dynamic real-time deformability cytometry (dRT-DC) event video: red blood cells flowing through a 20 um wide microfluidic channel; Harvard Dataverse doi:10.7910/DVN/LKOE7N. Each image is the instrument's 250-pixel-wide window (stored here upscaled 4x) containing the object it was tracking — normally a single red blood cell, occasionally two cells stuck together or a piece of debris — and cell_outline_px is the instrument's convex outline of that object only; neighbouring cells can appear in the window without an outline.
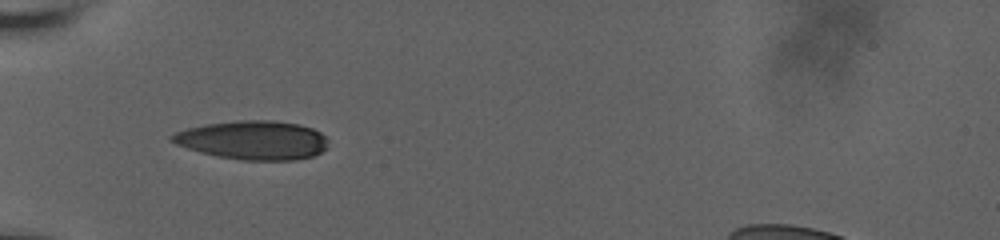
{"species": "human", "species_latin": "Homo sapiens", "temperature_condition": "room temperature", "stored_images_in_passage": 28, "camera_frame_rate_fps": 3000, "um_per_image_px": 0.085, "donor": {"sex": "male"}, "frame": {"image": 1, "passage_image": 1, "time_ms": 0.0, "image_size_px": [1000, 240], "cell_outline_px": [[328, 148], [312, 156], [292, 160], [244, 160], [216, 156], [200, 152], [176, 144], [168, 140], [168, 136], [176, 132], [188, 128], [204, 124], [236, 120], [272, 120], [300, 124], [312, 128], [320, 132], [324, 136]], "centroid_in_image_um": [21.47, 11.9], "position_along_channel_um": 63.5, "area_um2": 35.43}}
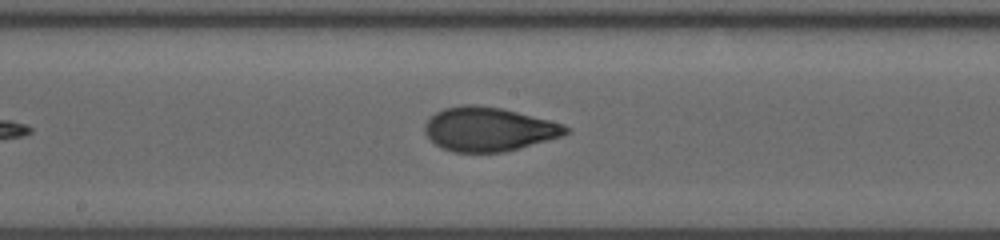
{"frame": {"image": 2, "passage_image": 15, "time_ms": 4.0, "image_size_px": [1000, 240], "cell_outline_px": [[572, 132], [560, 136], [520, 148], [504, 152], [452, 152], [440, 148], [424, 132], [424, 124], [436, 112], [444, 108], [460, 104], [476, 104], [504, 108], [564, 124], [572, 128]], "centroid_in_image_um": [41.55, 10.97], "position_along_channel_um": 206.7, "area_um2": 36.41}}
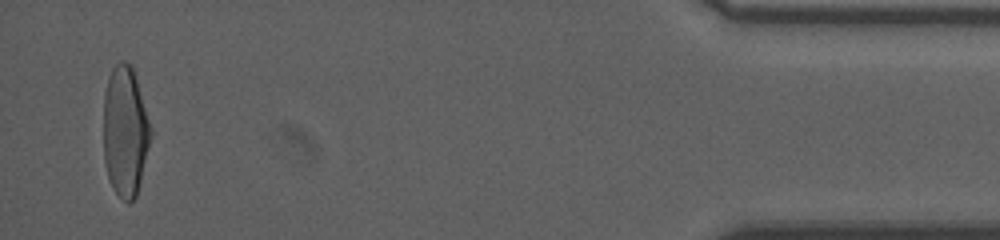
{"frame": {"image": 3, "passage_image": 28, "time_ms": 11.667, "image_size_px": [1000, 240], "cell_outline_px": [[152, 136], [136, 196], [128, 204], [112, 188], [108, 176], [104, 160], [104, 92], [108, 76], [112, 68], [120, 60], [124, 60], [132, 68], [152, 128]], "centroid_in_image_um": [10.63, 11.17], "position_along_channel_um": 424.6, "area_um2": 35.72}, "authors_computed_cell_mechanics": {"area_um2": 35.7493, "velocity_mm_per_s": 3.7834, "shape_relaxation_time_tau1_ms": 5.3242, "shape_relaxation_time_tau2_ms": 0.9567, "deformation_change_tau1": 0.208, "deformation_change_tau2": 0.0667}}